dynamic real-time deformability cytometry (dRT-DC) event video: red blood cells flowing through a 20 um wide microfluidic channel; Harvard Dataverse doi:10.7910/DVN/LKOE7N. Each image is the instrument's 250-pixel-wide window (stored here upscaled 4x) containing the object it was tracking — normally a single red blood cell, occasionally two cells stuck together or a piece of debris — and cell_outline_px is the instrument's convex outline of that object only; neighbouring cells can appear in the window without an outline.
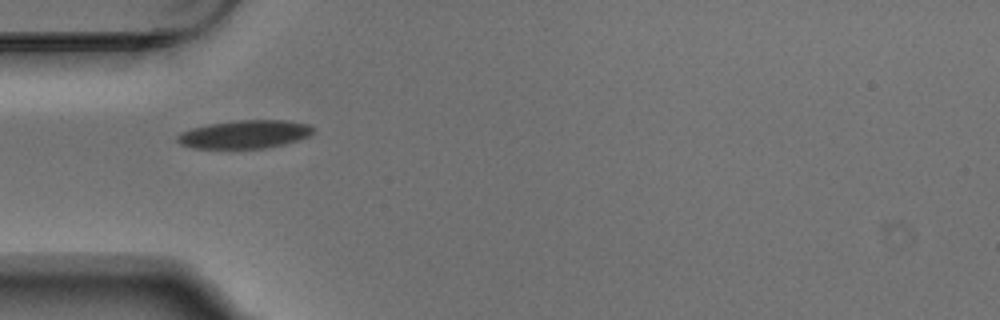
{"species": "Egyptian fruit bat (a non-hibernating species)", "species_latin": "Rousettus aegyptiacus", "temperature_condition": "warm", "stored_images_in_passage": 8, "camera_frame_rate_fps": 3000, "um_per_image_px": 0.085, "animal": {"sex": "male"}, "frame": {"image": 1, "passage_image": 4, "time_ms": 1.0, "image_size_px": [1000, 320], "cell_outline_px": [[316, 128], [308, 136], [284, 144], [264, 148], [192, 148], [180, 144], [176, 140], [176, 136], [180, 132], [192, 128], [208, 124], [236, 120], [288, 120], [308, 124]], "centroid_in_image_um": [20.78, 11.41], "position_along_channel_um": 64.2, "area_um2": 22.37}}
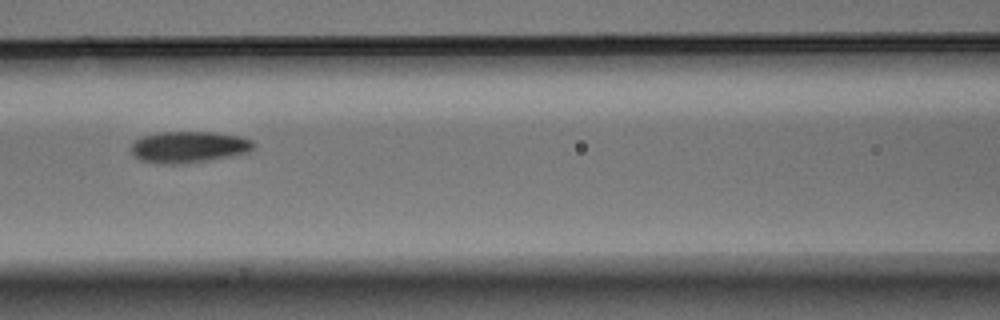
{"frame": {"image": 2, "passage_image": 6, "time_ms": 1.667, "image_size_px": [1000, 320], "cell_outline_px": [[256, 144], [248, 152], [208, 160], [180, 164], [160, 164], [140, 160], [132, 156], [132, 144], [136, 140], [144, 136], [160, 132], [216, 132], [240, 136], [252, 140]], "centroid_in_image_um": [16.04, 12.49], "position_along_channel_um": 150.6, "area_um2": 22.37}}
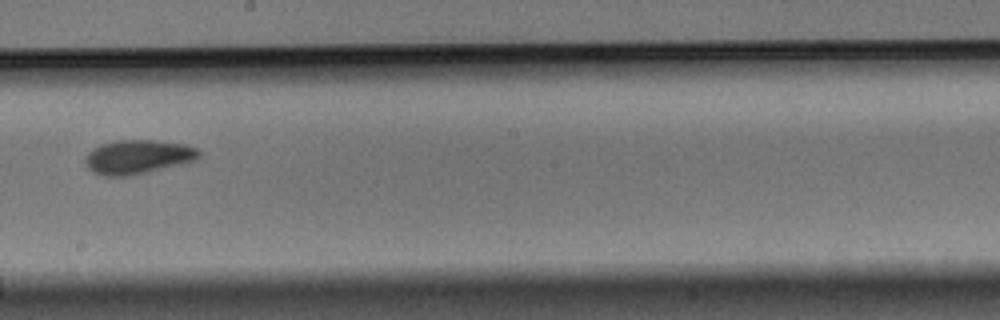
{"frame": {"image": 3, "passage_image": 8, "time_ms": 2.333, "image_size_px": [1000, 320], "cell_outline_px": [[200, 156], [196, 160], [184, 164], [128, 176], [100, 176], [92, 172], [84, 164], [84, 160], [88, 152], [92, 148], [100, 144], [120, 140], [156, 140], [188, 144], [196, 148], [200, 152]], "centroid_in_image_um": [11.71, 13.34], "position_along_channel_um": 236.5, "area_um2": 22.95}}